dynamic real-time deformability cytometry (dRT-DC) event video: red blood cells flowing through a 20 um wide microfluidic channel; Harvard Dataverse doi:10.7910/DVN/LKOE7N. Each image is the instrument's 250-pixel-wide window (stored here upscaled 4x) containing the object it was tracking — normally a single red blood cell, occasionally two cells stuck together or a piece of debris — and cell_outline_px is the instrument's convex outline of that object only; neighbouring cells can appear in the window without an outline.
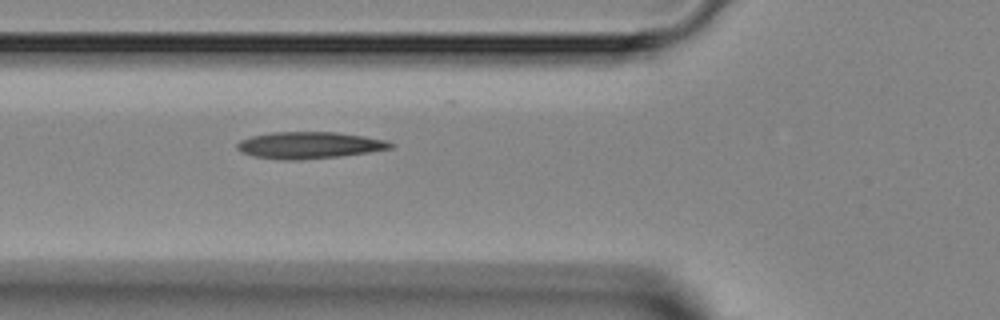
{"species": "Egyptian fruit bat (a non-hibernating species)", "species_latin": "Rousettus aegyptiacus", "temperature_condition": "room temperature", "stored_images_in_passage": 5, "camera_frame_rate_fps": 3000, "um_per_image_px": 0.085, "animal": {"sex": "female"}, "frame": {"image": 1, "passage_image": 5, "time_ms": 4.333, "image_size_px": [1000, 320], "cell_outline_px": [[396, 144], [392, 148], [368, 152], [340, 156], [300, 160], [280, 160], [252, 156], [240, 152], [236, 148], [236, 144], [240, 140], [252, 136], [272, 132], [336, 132], [364, 136], [384, 140]], "centroid_in_image_um": [26.25, 12.35], "position_along_channel_um": 99.6, "area_um2": 23.99}}